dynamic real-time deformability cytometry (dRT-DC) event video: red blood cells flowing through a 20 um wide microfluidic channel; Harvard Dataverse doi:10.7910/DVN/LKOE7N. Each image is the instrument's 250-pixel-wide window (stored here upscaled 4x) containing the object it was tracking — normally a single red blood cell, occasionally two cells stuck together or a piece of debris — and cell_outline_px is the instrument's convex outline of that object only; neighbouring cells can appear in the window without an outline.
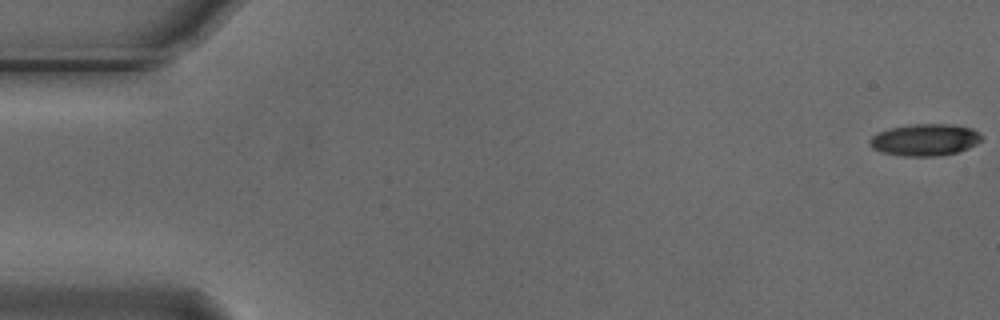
{"species": "Egyptian fruit bat (a non-hibernating species)", "species_latin": "Rousettus aegyptiacus", "temperature_condition": "cold", "stored_images_in_passage": 6, "camera_frame_rate_fps": 3000, "um_per_image_px": 0.085, "animal": {"sex": "male"}, "frame": {"image": 1, "passage_image": 1, "time_ms": 0.0, "image_size_px": [1000, 320], "cell_outline_px": [[984, 140], [968, 148], [956, 152], [940, 156], [904, 156], [880, 152], [872, 148], [868, 144], [868, 140], [872, 136], [888, 128], [908, 124], [952, 124], [972, 128], [980, 132], [984, 136]], "centroid_in_image_um": [78.64, 11.88], "position_along_channel_um": 6.4, "area_um2": 21.15}}
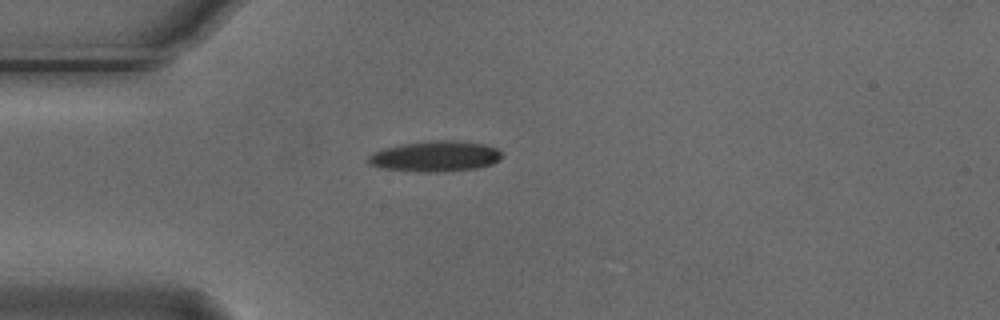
{"frame": {"image": 2, "passage_image": 5, "time_ms": 1.333, "image_size_px": [1000, 320], "cell_outline_px": [[500, 160], [492, 164], [476, 168], [436, 172], [424, 172], [380, 168], [368, 164], [368, 156], [384, 148], [404, 144], [428, 140], [456, 140], [484, 144], [496, 148], [500, 152]], "centroid_in_image_um": [36.99, 13.28], "position_along_channel_um": 48.0, "area_um2": 23.7}}